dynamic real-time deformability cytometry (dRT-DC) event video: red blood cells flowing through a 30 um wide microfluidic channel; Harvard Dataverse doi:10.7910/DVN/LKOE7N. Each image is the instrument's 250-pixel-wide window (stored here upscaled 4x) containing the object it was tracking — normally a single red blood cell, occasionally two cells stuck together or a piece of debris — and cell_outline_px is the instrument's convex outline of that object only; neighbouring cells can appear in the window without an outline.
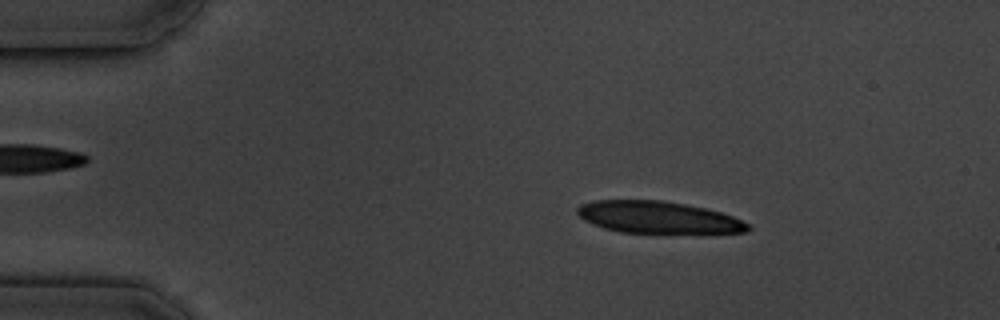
{"species": "common noctule bat (a hibernating species)", "species_latin": "Nyctalus noctula", "temperature_condition": "cold", "stored_images_in_passage": 3, "camera_frame_rate_fps": 3000, "um_per_image_px": 0.085, "animal": {"sex": "male", "body_mass_g": 19.5, "forearm_length_mm": 54.6}, "frame": {"image": 1, "passage_image": 2, "time_ms": 1.0, "image_size_px": [1000, 320], "cell_outline_px": [[752, 228], [744, 232], [620, 232], [604, 228], [592, 224], [584, 220], [576, 212], [576, 208], [580, 204], [596, 200], [664, 200], [704, 208], [720, 212], [732, 216], [752, 224]], "centroid_in_image_um": [55.91, 18.46], "position_along_channel_um": 29.1, "area_um2": 31.5}}